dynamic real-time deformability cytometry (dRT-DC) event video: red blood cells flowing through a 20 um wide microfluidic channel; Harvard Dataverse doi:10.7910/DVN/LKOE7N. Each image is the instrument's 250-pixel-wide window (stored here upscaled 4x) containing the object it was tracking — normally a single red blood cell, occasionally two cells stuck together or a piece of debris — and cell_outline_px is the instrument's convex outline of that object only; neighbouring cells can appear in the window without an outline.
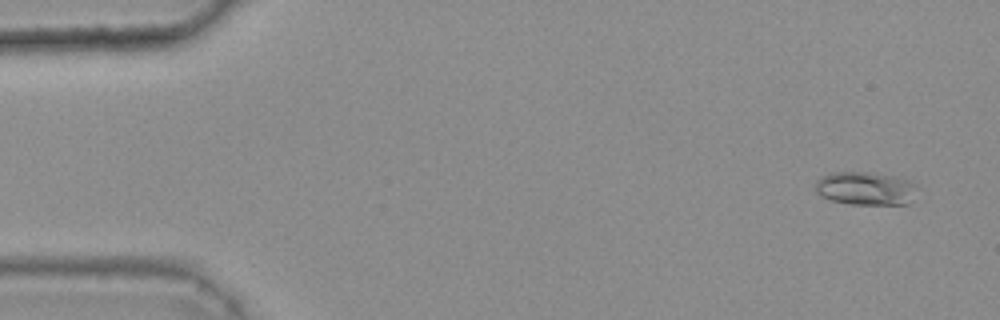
{"species": "common noctule bat (a hibernating species)", "species_latin": "Nyctalus noctula", "temperature_condition": "warm", "stored_images_in_passage": 46, "camera_frame_rate_fps": 3000, "um_per_image_px": 0.085, "animal": {"sex": "female", "body_mass_g": 25.1}, "frame": {"image": 1, "passage_image": 3, "time_ms": 0.667, "image_size_px": [1000, 320], "cell_outline_px": [[916, 188], [908, 204], [852, 204], [832, 200], [820, 196], [816, 192], [816, 180], [820, 176], [828, 172], [872, 172], [900, 176], [912, 180], [916, 184]], "centroid_in_image_um": [73.57, 15.98], "position_along_channel_um": 11.4, "area_um2": 20.06}}
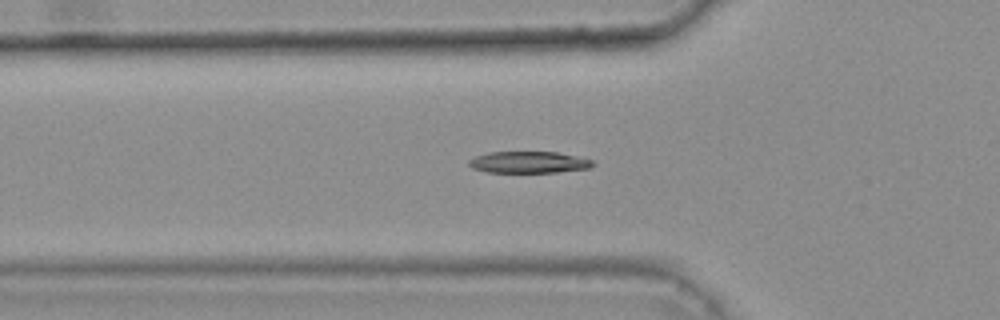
{"frame": {"image": 2, "passage_image": 18, "time_ms": 5.667, "image_size_px": [1000, 320], "cell_outline_px": [[596, 164], [592, 168], [556, 172], [484, 172], [472, 168], [468, 164], [468, 160], [476, 156], [488, 152], [556, 152], [576, 156], [592, 160]], "centroid_in_image_um": [44.94, 13.79], "position_along_channel_um": 80.9, "area_um2": 15.66}}
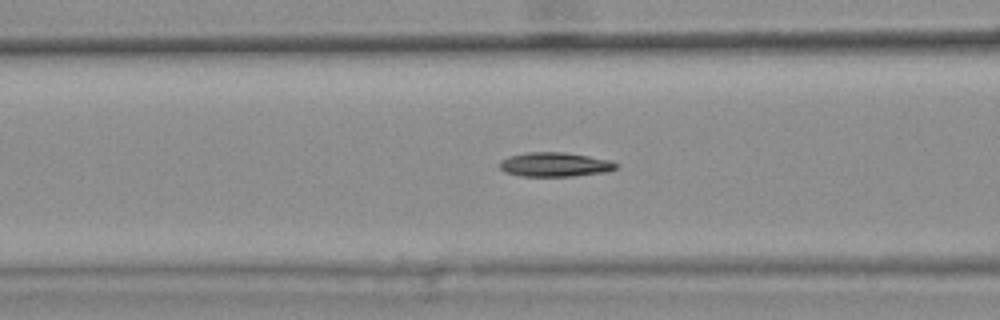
{"frame": {"image": 3, "passage_image": 21, "time_ms": 6.667, "image_size_px": [1000, 320], "cell_outline_px": [[620, 164], [616, 168], [604, 172], [572, 176], [520, 176], [504, 172], [500, 168], [500, 160], [508, 156], [528, 152], [564, 152], [588, 156], [608, 160]], "centroid_in_image_um": [47.12, 13.98], "position_along_channel_um": 119.5, "area_um2": 16.42}, "authors_computed_cell_mechanics": {"area_um2": 16.473, "velocity_mm_per_s": 3.8178, "shape_relaxation_time_tau1_ms": null, "shape_relaxation_time_tau2_ms": 8.6585, "deformation_change_tau1": null, "deformation_change_tau2": 0.1729}}